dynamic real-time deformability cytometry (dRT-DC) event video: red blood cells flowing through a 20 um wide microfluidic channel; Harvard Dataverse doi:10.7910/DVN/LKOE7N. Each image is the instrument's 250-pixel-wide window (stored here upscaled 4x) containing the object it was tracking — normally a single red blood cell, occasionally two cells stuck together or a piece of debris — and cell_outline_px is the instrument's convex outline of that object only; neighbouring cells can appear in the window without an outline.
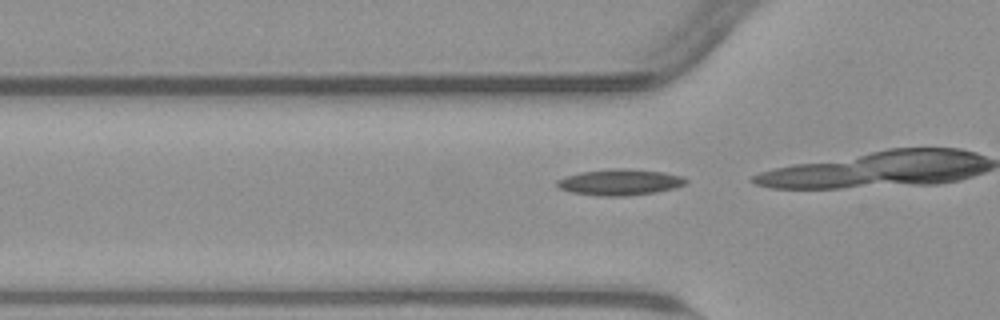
{"species": "common noctule bat (a hibernating species)", "species_latin": "Nyctalus noctula", "temperature_condition": "warm", "stored_images_in_passage": 16, "camera_frame_rate_fps": 3000, "um_per_image_px": 0.085, "animal": {"sex": "male", "body_mass_g": 23.1, "forearm_length_mm": 52.7}, "frame": {"image": 1, "passage_image": 14, "time_ms": 4.333, "image_size_px": [1000, 320], "cell_outline_px": [[688, 180], [684, 184], [672, 188], [656, 192], [624, 196], [596, 196], [572, 192], [560, 188], [556, 184], [556, 180], [564, 176], [580, 172], [620, 168], [624, 168], [664, 172], [680, 176]], "centroid_in_image_um": [52.64, 15.49], "position_along_channel_um": 73.2, "area_um2": 19.42}}